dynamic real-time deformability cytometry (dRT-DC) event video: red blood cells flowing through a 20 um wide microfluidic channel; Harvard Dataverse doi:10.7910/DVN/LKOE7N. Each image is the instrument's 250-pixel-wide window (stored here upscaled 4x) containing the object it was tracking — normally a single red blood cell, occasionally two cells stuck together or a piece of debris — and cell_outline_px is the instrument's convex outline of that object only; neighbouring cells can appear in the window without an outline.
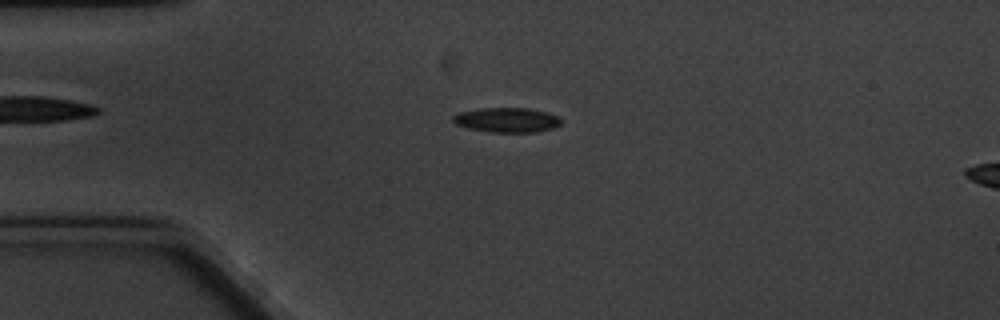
{"species": "common noctule bat (a hibernating species)", "species_latin": "Nyctalus noctula", "temperature_condition": "cold", "stored_images_in_passage": 6, "camera_frame_rate_fps": 3000, "um_per_image_px": 0.085, "animal": {"sex": "male", "body_mass_g": 20.1, "forearm_length_mm": 53.5}, "frame": {"image": 1, "passage_image": 4, "time_ms": 3.333, "image_size_px": [1000, 320], "cell_outline_px": [[560, 124], [552, 128], [536, 132], [488, 132], [468, 128], [456, 124], [452, 120], [452, 116], [456, 112], [480, 108], [528, 108], [548, 112], [560, 116]], "centroid_in_image_um": [43.06, 10.19], "position_along_channel_um": 41.9, "area_um2": 15.72}}